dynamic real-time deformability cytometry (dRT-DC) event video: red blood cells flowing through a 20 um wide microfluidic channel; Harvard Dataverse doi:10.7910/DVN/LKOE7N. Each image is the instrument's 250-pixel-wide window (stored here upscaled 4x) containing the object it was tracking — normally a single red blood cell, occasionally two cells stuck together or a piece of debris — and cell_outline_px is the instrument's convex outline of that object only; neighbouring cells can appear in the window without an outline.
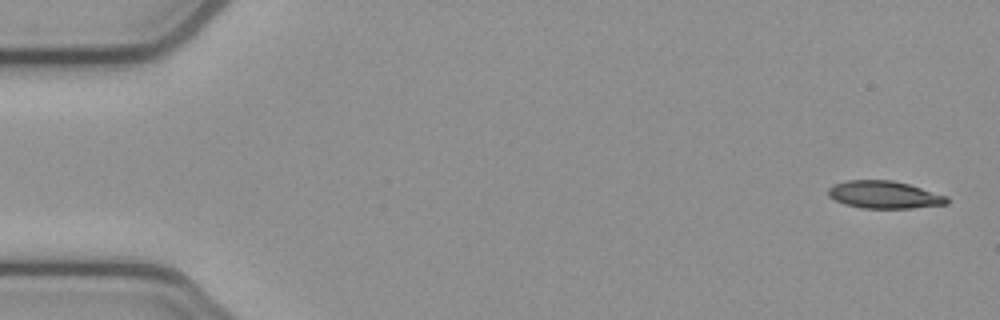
{"species": "common noctule bat (a hibernating species)", "species_latin": "Nyctalus noctula", "temperature_condition": "cold", "stored_images_in_passage": 5, "camera_frame_rate_fps": 3000, "um_per_image_px": 0.085, "animal": {"sex": "female", "body_mass_g": 21.9}, "frame": {"image": 1, "passage_image": 1, "time_ms": 0.0, "image_size_px": [1000, 320], "cell_outline_px": [[948, 204], [912, 208], [860, 208], [844, 204], [828, 196], [828, 188], [832, 184], [844, 180], [892, 180], [908, 184], [948, 196]], "centroid_in_image_um": [75.13, 16.55], "position_along_channel_um": 9.9, "area_um2": 19.13}}